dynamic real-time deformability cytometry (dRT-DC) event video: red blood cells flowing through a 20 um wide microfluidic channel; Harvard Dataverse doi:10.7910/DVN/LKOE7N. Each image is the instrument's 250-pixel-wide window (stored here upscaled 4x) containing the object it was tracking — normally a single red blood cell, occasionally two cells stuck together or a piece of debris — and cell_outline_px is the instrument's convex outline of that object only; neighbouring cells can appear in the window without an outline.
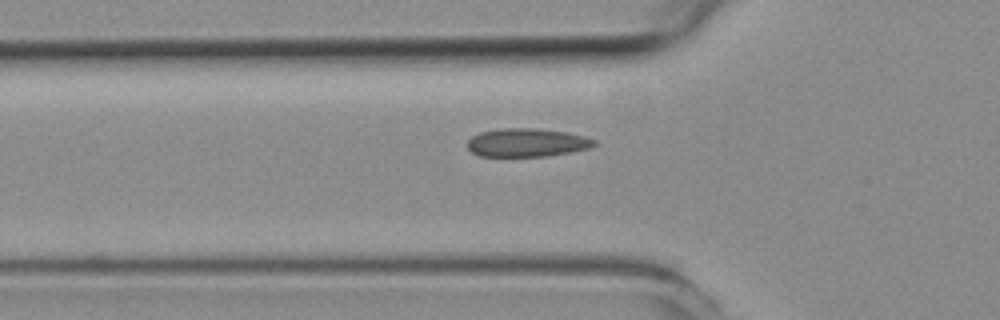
{"species": "common noctule bat (a hibernating species)", "species_latin": "Nyctalus noctula", "temperature_condition": "room temperature", "stored_images_in_passage": 37, "camera_frame_rate_fps": 3000, "um_per_image_px": 0.085, "animal": {"sex": "female", "body_mass_g": 19.3, "forearm_length_mm": 54.1}, "frame": {"image": 1, "passage_image": 3, "time_ms": 0.667, "image_size_px": [1000, 320], "cell_outline_px": [[596, 144], [592, 148], [572, 152], [548, 156], [480, 156], [472, 152], [468, 148], [468, 140], [472, 136], [480, 132], [500, 128], [536, 128], [568, 132], [584, 136], [596, 140]], "centroid_in_image_um": [44.82, 12.12], "position_along_channel_um": 81.0, "area_um2": 21.15}}
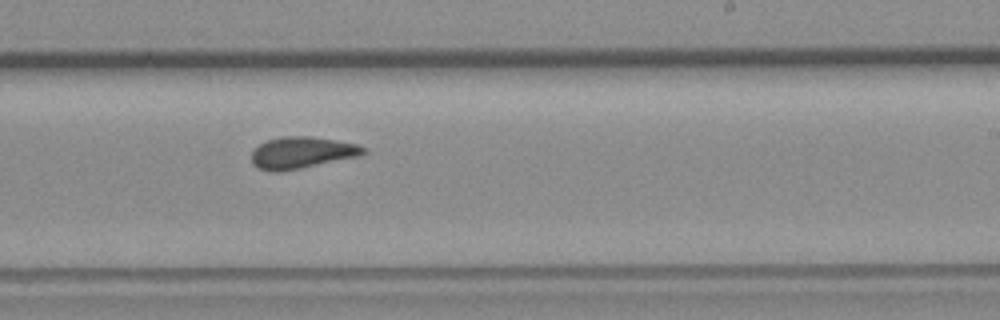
{"frame": {"image": 2, "passage_image": 17, "time_ms": 5.333, "image_size_px": [1000, 320], "cell_outline_px": [[368, 152], [360, 156], [280, 172], [268, 172], [252, 164], [252, 152], [260, 144], [268, 140], [284, 136], [308, 136], [336, 140], [356, 144], [368, 148]], "centroid_in_image_um": [25.68, 12.98], "position_along_channel_um": 263.3, "area_um2": 20.63}}
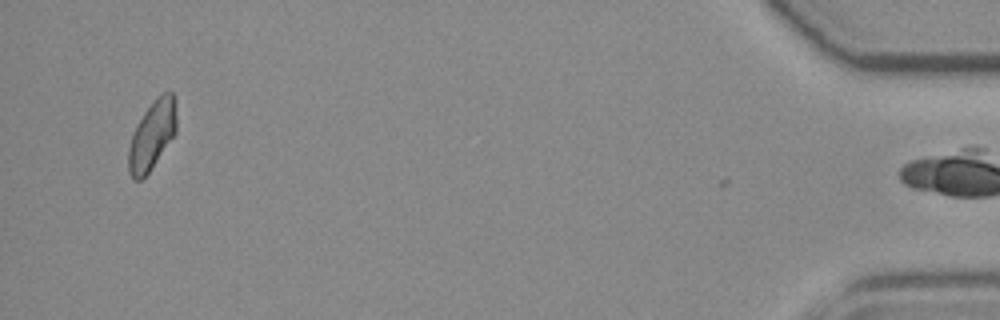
{"frame": {"image": 3, "passage_image": 36, "time_ms": 11.667, "image_size_px": [1000, 320], "cell_outline_px": [[176, 132], [148, 172], [140, 180], [132, 180], [128, 172], [128, 148], [132, 132], [144, 112], [156, 96], [164, 92], [172, 92], [176, 100]], "centroid_in_image_um": [12.91, 11.47], "position_along_channel_um": 422.3, "area_um2": 19.25}, "authors_computed_cell_mechanics": {"area_um2": 20.1722, "velocity_mm_per_s": 3.9027, "shape_relaxation_time_tau1_ms": 11.0102, "shape_relaxation_time_tau2_ms": 1.3077, "deformation_change_tau1": 0.1673, "deformation_change_tau2": 0.0575}}